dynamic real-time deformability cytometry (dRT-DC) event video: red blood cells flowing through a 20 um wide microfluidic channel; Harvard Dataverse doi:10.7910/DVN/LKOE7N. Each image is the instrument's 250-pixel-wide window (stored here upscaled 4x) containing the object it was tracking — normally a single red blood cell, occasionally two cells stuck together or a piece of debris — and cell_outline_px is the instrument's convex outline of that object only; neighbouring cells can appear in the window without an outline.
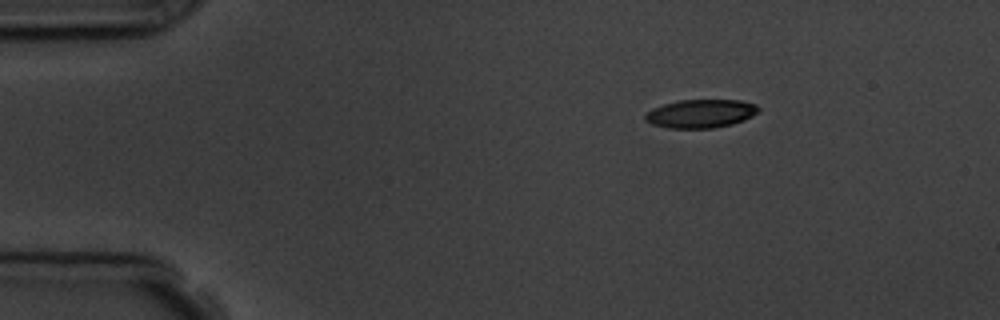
{"species": "common noctule bat (a hibernating species)", "species_latin": "Nyctalus noctula", "temperature_condition": "room temperature", "stored_images_in_passage": 2, "camera_frame_rate_fps": 3000, "um_per_image_px": 0.085, "animal": {"sex": "male", "body_mass_g": 19.5, "forearm_length_mm": 54.6}, "frame": {"image": 1, "passage_image": 1, "time_ms": 0.0, "image_size_px": [1000, 320], "cell_outline_px": [[760, 108], [752, 116], [744, 120], [732, 124], [712, 128], [668, 128], [652, 124], [644, 120], [644, 116], [652, 108], [664, 104], [680, 100], [740, 100], [756, 104]], "centroid_in_image_um": [59.55, 9.65], "position_along_channel_um": 25.4, "area_um2": 18.73}}